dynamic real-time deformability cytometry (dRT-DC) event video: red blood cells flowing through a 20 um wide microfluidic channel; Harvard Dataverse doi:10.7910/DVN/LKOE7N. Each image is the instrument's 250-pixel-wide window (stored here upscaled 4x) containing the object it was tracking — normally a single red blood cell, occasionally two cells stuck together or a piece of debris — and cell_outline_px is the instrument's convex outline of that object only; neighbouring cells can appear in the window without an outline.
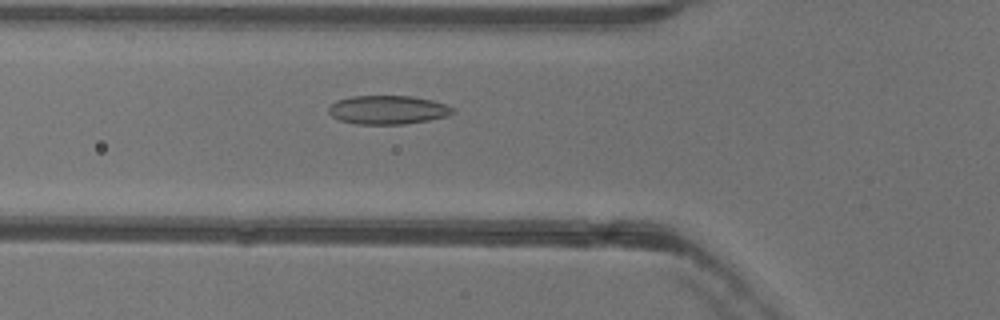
{"species": "common noctule bat (a hibernating species)", "species_latin": "Nyctalus noctula", "temperature_condition": "warm", "stored_images_in_passage": 52, "camera_frame_rate_fps": 3000, "um_per_image_px": 0.085, "animal": {"sex": "female"}, "frame": {"image": 1, "passage_image": 18, "time_ms": 5.667, "image_size_px": [1000, 320], "cell_outline_px": [[456, 112], [448, 116], [428, 120], [404, 124], [356, 124], [340, 120], [332, 116], [328, 112], [328, 108], [336, 100], [352, 96], [412, 96], [432, 100], [448, 104], [456, 108]], "centroid_in_image_um": [33.01, 9.33], "position_along_channel_um": 92.8, "area_um2": 20.98}}
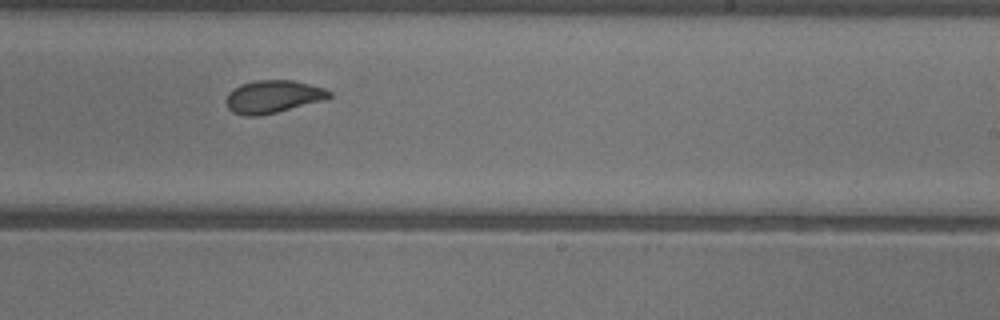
{"frame": {"image": 2, "passage_image": 31, "time_ms": 10.0, "image_size_px": [1000, 320], "cell_outline_px": [[332, 96], [328, 100], [276, 112], [256, 116], [244, 116], [232, 112], [228, 108], [228, 92], [232, 88], [240, 84], [256, 80], [292, 80], [324, 88], [332, 92]], "centroid_in_image_um": [23.24, 8.21], "position_along_channel_um": 265.8, "area_um2": 19.77}}
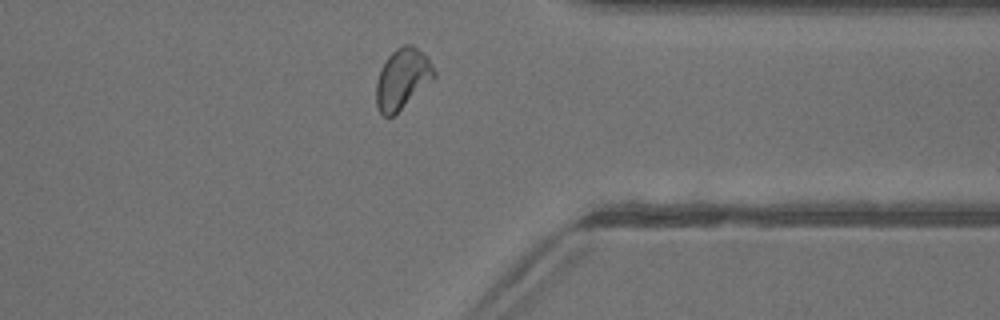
{"frame": {"image": 3, "passage_image": 40, "time_ms": 13.0, "image_size_px": [1000, 320], "cell_outline_px": [[436, 76], [432, 80], [392, 116], [384, 116], [380, 112], [376, 104], [376, 84], [380, 68], [388, 56], [396, 48], [404, 44], [412, 44], [424, 52], [428, 56], [436, 72]], "centroid_in_image_um": [34.2, 6.64], "position_along_channel_um": 377.2, "area_um2": 20.29}}